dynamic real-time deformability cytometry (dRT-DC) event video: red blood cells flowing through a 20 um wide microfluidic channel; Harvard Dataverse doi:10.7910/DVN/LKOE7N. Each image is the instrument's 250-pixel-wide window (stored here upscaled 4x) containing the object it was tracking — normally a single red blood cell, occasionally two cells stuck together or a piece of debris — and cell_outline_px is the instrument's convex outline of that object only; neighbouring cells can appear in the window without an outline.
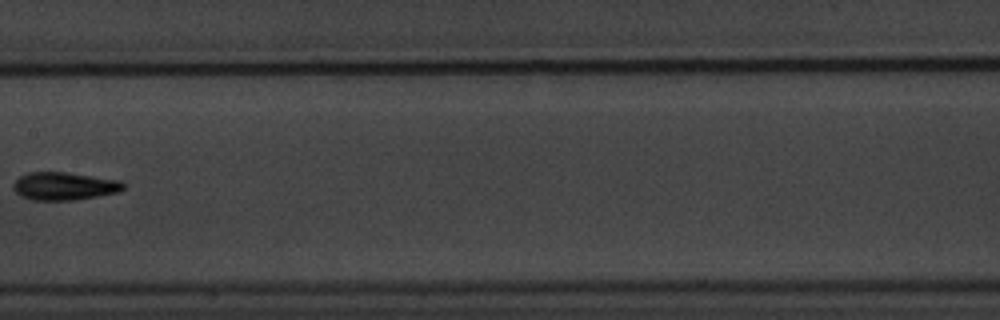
{"species": "common noctule bat (a hibernating species)", "species_latin": "Nyctalus noctula", "temperature_condition": "warm", "stored_images_in_passage": 9, "camera_frame_rate_fps": 3000, "um_per_image_px": 0.085, "animal": {"sex": "male", "body_mass_g": 20.1, "forearm_length_mm": 53.5}, "frame": {"image": 1, "passage_image": 9, "time_ms": 10.0, "image_size_px": [1000, 320], "cell_outline_px": [[124, 188], [120, 192], [76, 200], [32, 200], [20, 196], [12, 188], [12, 184], [20, 176], [28, 172], [64, 172], [120, 180], [124, 184]], "centroid_in_image_um": [5.44, 15.83], "position_along_channel_um": 202.0, "area_um2": 17.98}}